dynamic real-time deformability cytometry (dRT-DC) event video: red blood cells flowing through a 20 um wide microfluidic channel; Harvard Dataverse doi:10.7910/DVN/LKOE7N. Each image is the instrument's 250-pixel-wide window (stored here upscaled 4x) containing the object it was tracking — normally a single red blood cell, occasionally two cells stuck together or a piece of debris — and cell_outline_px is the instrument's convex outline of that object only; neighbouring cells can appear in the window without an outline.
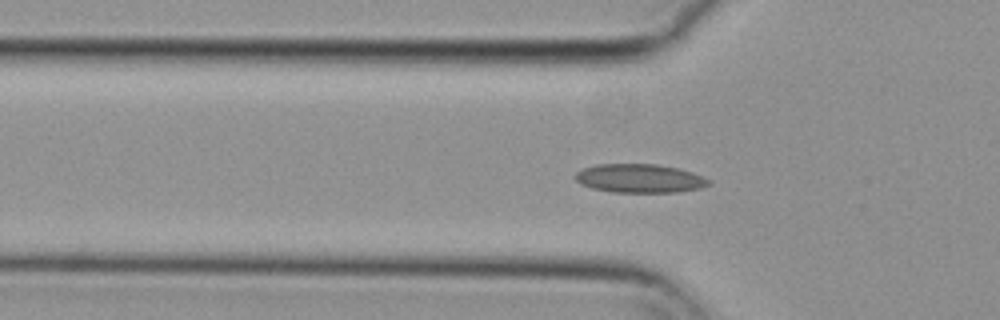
{"species": "common noctule bat (a hibernating species)", "species_latin": "Nyctalus noctula", "temperature_condition": "cold", "stored_images_in_passage": 46, "camera_frame_rate_fps": 3000, "um_per_image_px": 0.085, "animal": {"sex": "female", "body_mass_g": 29.2, "forearm_length_mm": 56.3}, "frame": {"image": 1, "passage_image": 7, "time_ms": 2.0, "image_size_px": [1000, 320], "cell_outline_px": [[712, 184], [700, 188], [676, 192], [612, 192], [592, 188], [580, 184], [572, 176], [576, 172], [584, 168], [596, 164], [656, 164], [676, 168], [692, 172], [708, 180]], "centroid_in_image_um": [54.31, 15.16], "position_along_channel_um": 71.5, "area_um2": 22.25}}
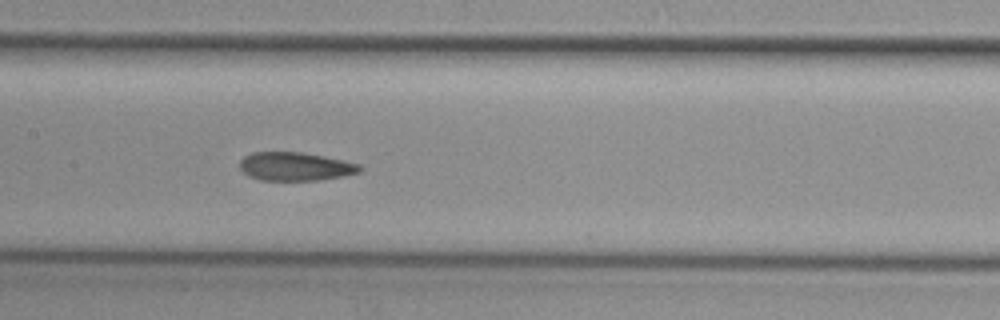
{"frame": {"image": 2, "passage_image": 16, "time_ms": 5.0, "image_size_px": [1000, 320], "cell_outline_px": [[364, 168], [360, 172], [344, 176], [316, 180], [260, 180], [248, 176], [240, 168], [240, 160], [244, 156], [252, 152], [300, 152], [324, 156], [344, 160], [360, 164]], "centroid_in_image_um": [25.12, 14.15], "position_along_channel_um": 182.3, "area_um2": 20.0}}
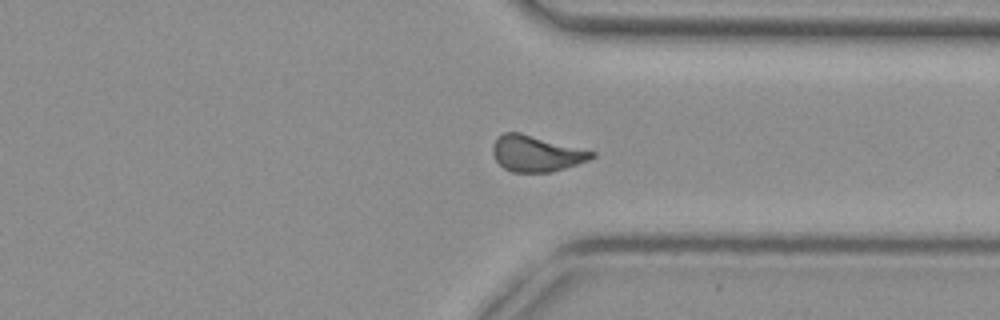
{"frame": {"image": 3, "passage_image": 31, "time_ms": 10.0, "image_size_px": [1000, 320], "cell_outline_px": [[596, 156], [588, 160], [552, 172], [512, 172], [504, 168], [496, 160], [492, 152], [492, 144], [504, 132], [520, 132], [596, 152]], "centroid_in_image_um": [45.57, 13.05], "position_along_channel_um": 365.8, "area_um2": 20.63}, "authors_computed_cell_mechanics": {"area_um2": 20.519, "velocity_mm_per_s": 3.6779, "shape_relaxation_time_tau1_ms": null, "shape_relaxation_time_tau2_ms": 2.1753, "deformation_change_tau1": null, "deformation_change_tau2": 0.091}}